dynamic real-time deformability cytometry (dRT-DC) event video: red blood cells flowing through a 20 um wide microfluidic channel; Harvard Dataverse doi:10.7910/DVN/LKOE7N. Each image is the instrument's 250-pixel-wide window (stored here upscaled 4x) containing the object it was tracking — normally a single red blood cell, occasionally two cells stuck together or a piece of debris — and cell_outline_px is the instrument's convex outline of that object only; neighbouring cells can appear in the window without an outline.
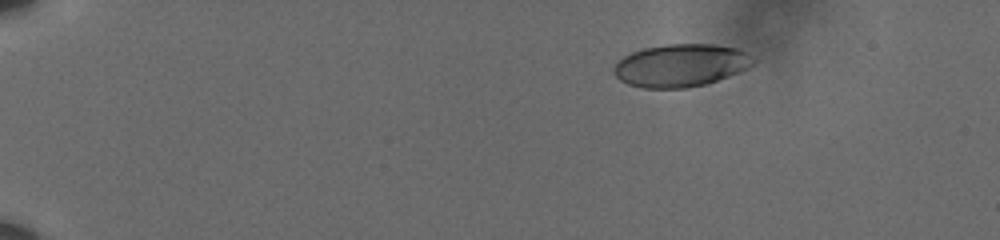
{"species": "human", "species_latin": "Homo sapiens", "temperature_condition": "cold", "stored_images_in_passage": 50, "camera_frame_rate_fps": 3000, "um_per_image_px": 0.085, "donor": {"sex": "male"}, "frame": {"image": 1, "passage_image": 1, "time_ms": 0.0, "image_size_px": [1000, 240], "cell_outline_px": [[756, 60], [748, 68], [728, 76], [704, 84], [684, 88], [644, 88], [628, 84], [620, 80], [612, 72], [616, 64], [624, 56], [632, 52], [644, 48], [668, 44], [712, 44], [736, 48], [744, 52]], "centroid_in_image_um": [57.84, 5.56], "position_along_channel_um": 27.2, "area_um2": 34.33}}
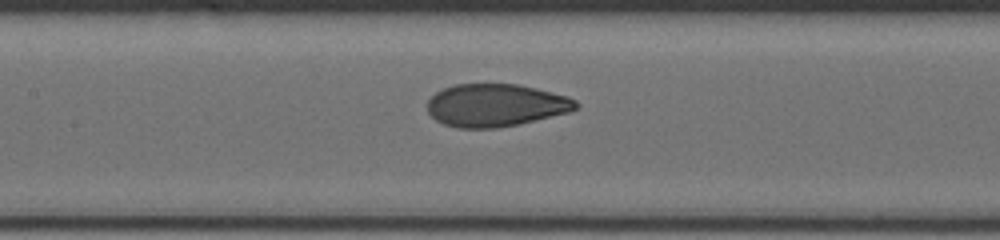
{"frame": {"image": 2, "passage_image": 22, "time_ms": 7.0, "image_size_px": [1000, 240], "cell_outline_px": [[580, 104], [576, 108], [568, 112], [520, 124], [496, 128], [456, 128], [444, 124], [436, 120], [428, 112], [428, 100], [436, 92], [444, 88], [456, 84], [516, 84], [536, 88], [568, 96], [576, 100]], "centroid_in_image_um": [42.14, 8.95], "position_along_channel_um": 165.3, "area_um2": 36.93}}
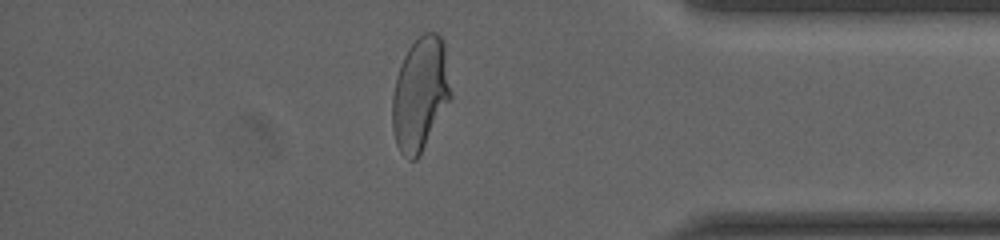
{"frame": {"image": 3, "passage_image": 43, "time_ms": 14.0, "image_size_px": [1000, 240], "cell_outline_px": [[452, 96], [416, 160], [408, 160], [400, 152], [396, 144], [392, 128], [392, 96], [396, 76], [400, 64], [408, 48], [424, 32], [436, 32], [444, 40], [452, 92]], "centroid_in_image_um": [35.71, 7.96], "position_along_channel_um": 399.5, "area_um2": 38.73}, "authors_computed_cell_mechanics": {"area_um2": 37.1654, "velocity_mm_per_s": 3.6051, "shape_relaxation_time_tau1_ms": 5.2997, "shape_relaxation_time_tau2_ms": null, "deformation_change_tau1": 0.182, "deformation_change_tau2": null}}